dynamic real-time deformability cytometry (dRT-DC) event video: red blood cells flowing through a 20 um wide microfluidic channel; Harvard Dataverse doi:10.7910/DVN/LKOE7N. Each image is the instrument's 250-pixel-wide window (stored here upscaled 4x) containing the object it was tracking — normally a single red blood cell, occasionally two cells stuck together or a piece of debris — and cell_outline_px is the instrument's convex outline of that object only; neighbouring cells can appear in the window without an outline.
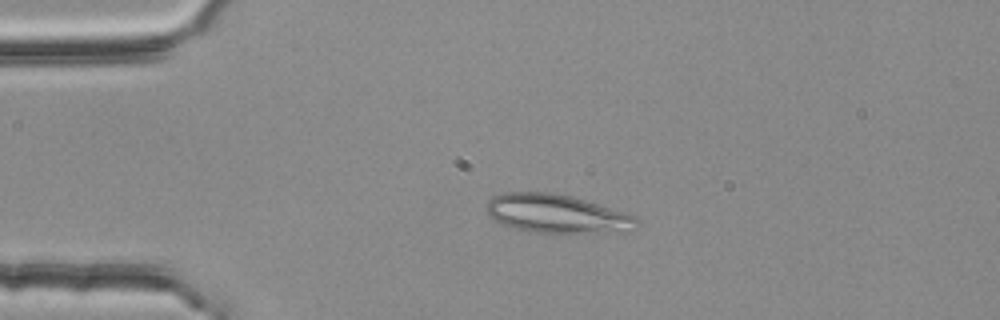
{"species": "common noctule bat (a hibernating species)", "species_latin": "Nyctalus noctula", "temperature_condition": "room temperature", "stored_images_in_passage": 42, "camera_frame_rate_fps": 3000, "um_per_image_px": 0.085, "animal": {"sex": "female", "body_mass_g": 25.1}, "frame": {"image": 1, "passage_image": 2, "time_ms": 0.333, "image_size_px": [1000, 320], "cell_outline_px": [[640, 224], [620, 228], [596, 232], [528, 232], [512, 228], [492, 220], [488, 212], [488, 200], [492, 196], [500, 192], [552, 192], [572, 196], [636, 216]], "centroid_in_image_um": [47.16, 18.13], "position_along_channel_um": 37.8, "area_um2": 33.0}}
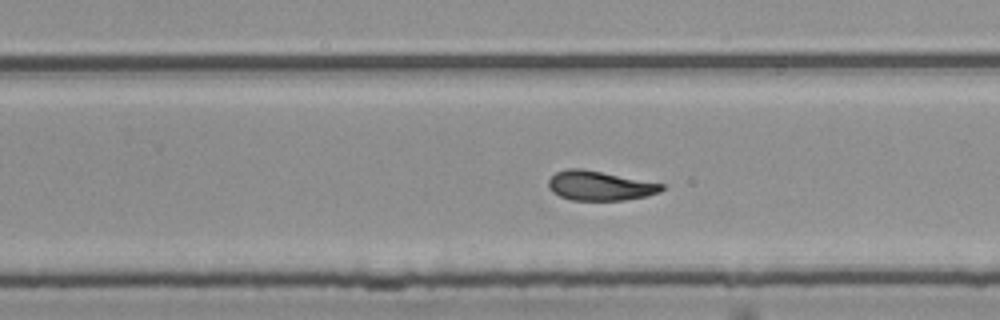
{"frame": {"image": 2, "passage_image": 24, "time_ms": 7.667, "image_size_px": [1000, 320], "cell_outline_px": [[664, 188], [660, 192], [648, 196], [624, 200], [572, 200], [560, 196], [552, 192], [548, 188], [548, 180], [556, 172], [568, 168], [584, 168], [664, 184]], "centroid_in_image_um": [50.97, 15.78], "position_along_channel_um": 278.8, "area_um2": 19.59}}
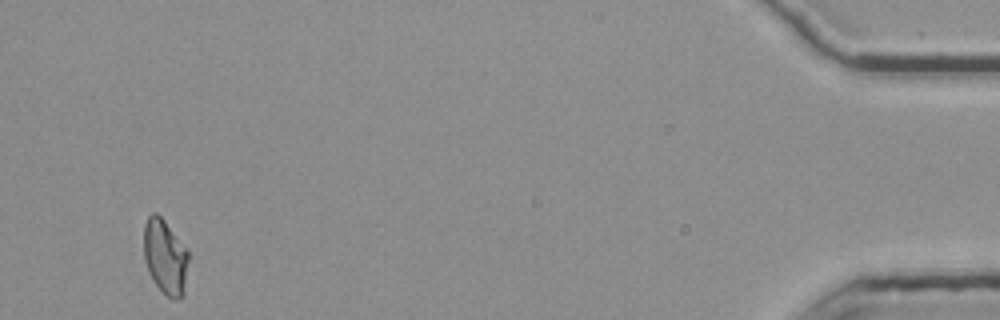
{"frame": {"image": 3, "passage_image": 42, "time_ms": 13.667, "image_size_px": [1000, 320], "cell_outline_px": [[188, 260], [184, 296], [180, 300], [172, 300], [156, 284], [148, 272], [144, 260], [144, 224], [148, 216], [152, 212], [156, 212], [164, 220], [188, 248]], "centroid_in_image_um": [14.05, 21.83], "position_along_channel_um": 421.1, "area_um2": 19.77}, "authors_computed_cell_mechanics": {"area_um2": 19.7965, "velocity_mm_per_s": 3.7643, "shape_relaxation_time_tau1_ms": 7.4704, "shape_relaxation_time_tau2_ms": 2.5452, "deformation_change_tau1": 0.1781, "deformation_change_tau2": 0.0857}}